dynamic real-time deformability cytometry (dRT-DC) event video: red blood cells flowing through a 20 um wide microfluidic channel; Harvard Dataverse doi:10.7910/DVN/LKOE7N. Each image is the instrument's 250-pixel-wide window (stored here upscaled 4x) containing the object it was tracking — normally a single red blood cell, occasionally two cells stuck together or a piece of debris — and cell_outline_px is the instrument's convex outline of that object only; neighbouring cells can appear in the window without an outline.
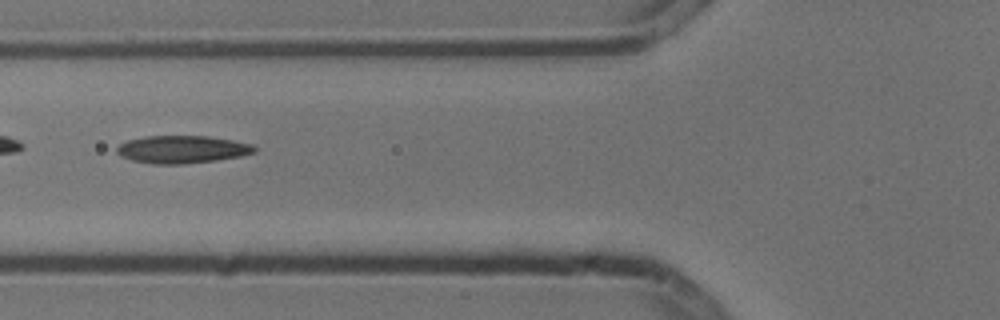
{"species": "common noctule bat (a hibernating species)", "species_latin": "Nyctalus noctula", "temperature_condition": "cold", "stored_images_in_passage": 6, "camera_frame_rate_fps": 3000, "um_per_image_px": 0.085, "animal": {"sex": "male", "body_mass_g": 13.3}, "frame": {"image": 1, "passage_image": 6, "time_ms": 1.667, "image_size_px": [1000, 320], "cell_outline_px": [[256, 152], [240, 156], [216, 160], [184, 164], [152, 164], [132, 160], [120, 156], [116, 152], [116, 148], [120, 144], [128, 140], [148, 136], [208, 136], [232, 140], [252, 144], [256, 148]], "centroid_in_image_um": [15.47, 12.7], "position_along_channel_um": 110.3, "area_um2": 22.14}}